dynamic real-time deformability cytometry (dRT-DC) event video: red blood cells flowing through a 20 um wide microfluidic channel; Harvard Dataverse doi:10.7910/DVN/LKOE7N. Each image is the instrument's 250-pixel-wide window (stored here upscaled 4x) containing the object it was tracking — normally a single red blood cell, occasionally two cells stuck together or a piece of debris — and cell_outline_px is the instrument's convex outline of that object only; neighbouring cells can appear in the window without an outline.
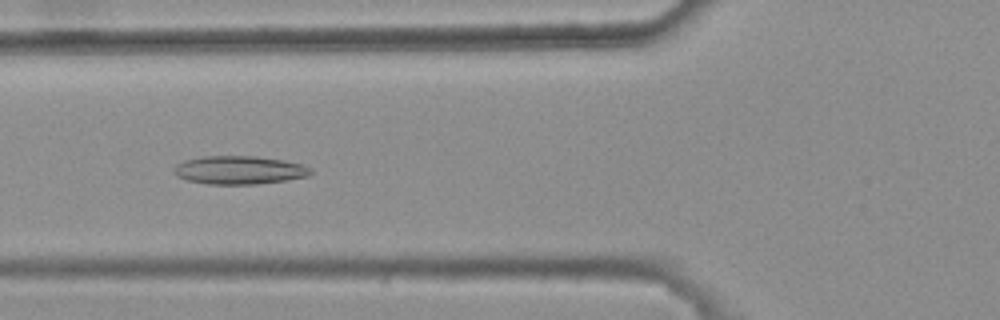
{"species": "common noctule bat (a hibernating species)", "species_latin": "Nyctalus noctula", "temperature_condition": "warm", "stored_images_in_passage": 5, "camera_frame_rate_fps": 3000, "um_per_image_px": 0.085, "animal": {"sex": "female", "body_mass_g": 25.1}, "frame": {"image": 1, "passage_image": 4, "time_ms": 1.0, "image_size_px": [1000, 320], "cell_outline_px": [[312, 172], [308, 176], [288, 180], [256, 184], [208, 184], [188, 180], [176, 176], [172, 172], [176, 164], [184, 160], [204, 156], [256, 156], [284, 160], [304, 164], [312, 168]], "centroid_in_image_um": [20.35, 14.45], "position_along_channel_um": 105.4, "area_um2": 22.77}}
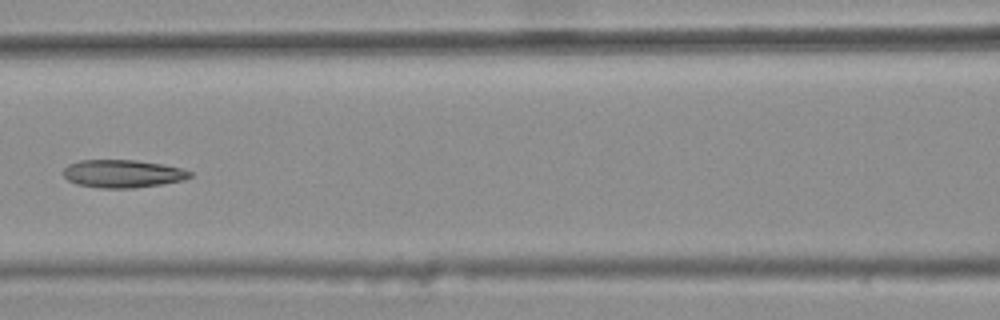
{"frame": {"image": 2, "passage_image": 5, "time_ms": 1.333, "image_size_px": [1000, 320], "cell_outline_px": [[192, 176], [184, 180], [160, 184], [132, 188], [100, 188], [76, 184], [68, 180], [64, 176], [64, 168], [68, 164], [80, 160], [136, 160], [160, 164], [180, 168], [192, 172]], "centroid_in_image_um": [10.41, 14.76], "position_along_channel_um": 156.2, "area_um2": 20.46}}